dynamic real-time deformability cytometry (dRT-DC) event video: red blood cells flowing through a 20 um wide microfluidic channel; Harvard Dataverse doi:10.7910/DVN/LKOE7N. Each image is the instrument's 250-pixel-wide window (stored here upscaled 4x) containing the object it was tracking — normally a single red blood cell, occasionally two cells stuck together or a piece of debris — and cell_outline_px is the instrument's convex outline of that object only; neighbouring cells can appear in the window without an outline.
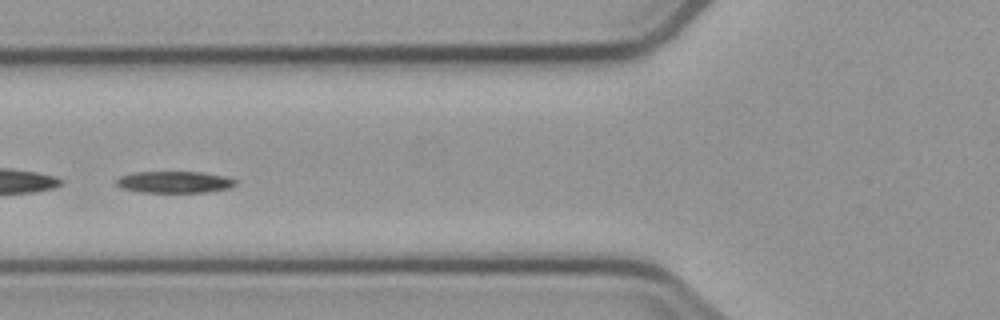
{"species": "common noctule bat (a hibernating species)", "species_latin": "Nyctalus noctula", "temperature_condition": "cold", "stored_images_in_passage": 8, "camera_frame_rate_fps": 3000, "um_per_image_px": 0.085, "animal": {"sex": "male", "body_mass_g": 23.1, "forearm_length_mm": 52.7}, "frame": {"image": 1, "passage_image": 6, "time_ms": 6.667, "image_size_px": [1000, 320], "cell_outline_px": [[236, 184], [228, 188], [208, 192], [140, 192], [120, 188], [116, 184], [116, 180], [120, 176], [136, 172], [200, 172], [224, 176], [236, 180]], "centroid_in_image_um": [14.8, 15.48], "position_along_channel_um": 111.0, "area_um2": 14.97}}
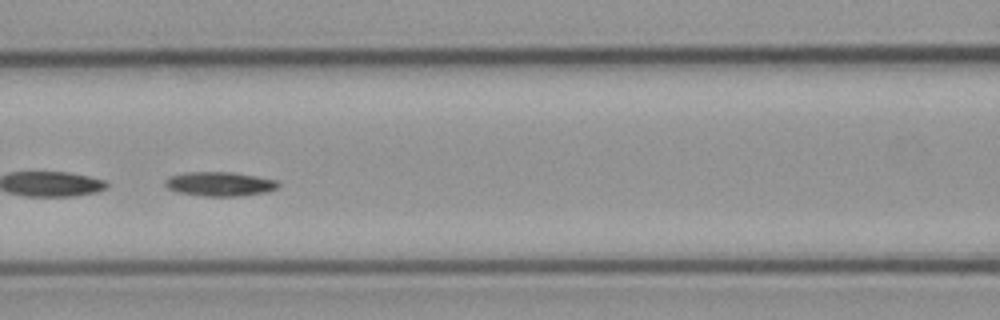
{"frame": {"image": 2, "passage_image": 7, "time_ms": 7.667, "image_size_px": [1000, 320], "cell_outline_px": [[280, 188], [268, 192], [240, 196], [204, 196], [176, 192], [168, 188], [164, 184], [164, 180], [168, 176], [188, 172], [232, 172], [256, 176], [276, 180], [280, 184]], "centroid_in_image_um": [18.69, 15.64], "position_along_channel_um": 147.9, "area_um2": 16.18}}
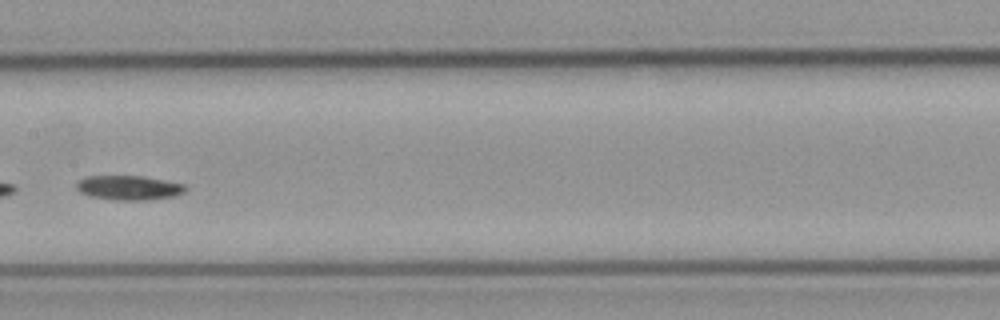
{"frame": {"image": 3, "passage_image": 8, "time_ms": 9.0, "image_size_px": [1000, 320], "cell_outline_px": [[188, 188], [184, 192], [176, 196], [148, 200], [116, 200], [92, 196], [80, 192], [76, 188], [76, 184], [80, 180], [88, 176], [140, 176], [184, 184]], "centroid_in_image_um": [10.98, 15.96], "position_along_channel_um": 196.4, "area_um2": 15.37}}